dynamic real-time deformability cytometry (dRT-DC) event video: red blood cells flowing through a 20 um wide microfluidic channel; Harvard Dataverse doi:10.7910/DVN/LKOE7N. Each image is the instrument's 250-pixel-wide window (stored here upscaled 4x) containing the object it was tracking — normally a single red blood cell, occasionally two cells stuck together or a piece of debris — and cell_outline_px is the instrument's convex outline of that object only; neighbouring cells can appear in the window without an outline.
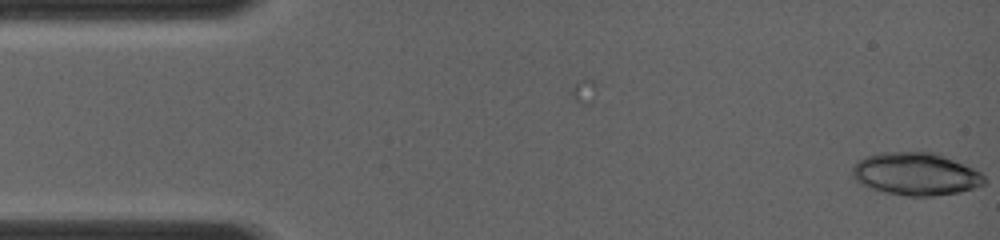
{"species": "common noctule bat (a hibernating species)", "species_latin": "Nyctalus noctula", "temperature_condition": "room temperature", "stored_images_in_passage": 2, "camera_frame_rate_fps": 4000, "um_per_image_px": 0.085, "animal": {"sex": "female", "body_mass_g": 19.0, "forearm_length_mm": 56.7}, "frame": {"image": 1, "passage_image": 2, "time_ms": 1.25, "image_size_px": [1000, 240], "cell_outline_px": [[984, 184], [960, 192], [932, 196], [904, 196], [884, 192], [860, 184], [852, 176], [852, 168], [860, 160], [868, 156], [880, 152], [936, 152], [972, 168], [980, 172], [984, 176]], "centroid_in_image_um": [77.83, 14.79], "position_along_channel_um": 7.2, "area_um2": 32.6}}